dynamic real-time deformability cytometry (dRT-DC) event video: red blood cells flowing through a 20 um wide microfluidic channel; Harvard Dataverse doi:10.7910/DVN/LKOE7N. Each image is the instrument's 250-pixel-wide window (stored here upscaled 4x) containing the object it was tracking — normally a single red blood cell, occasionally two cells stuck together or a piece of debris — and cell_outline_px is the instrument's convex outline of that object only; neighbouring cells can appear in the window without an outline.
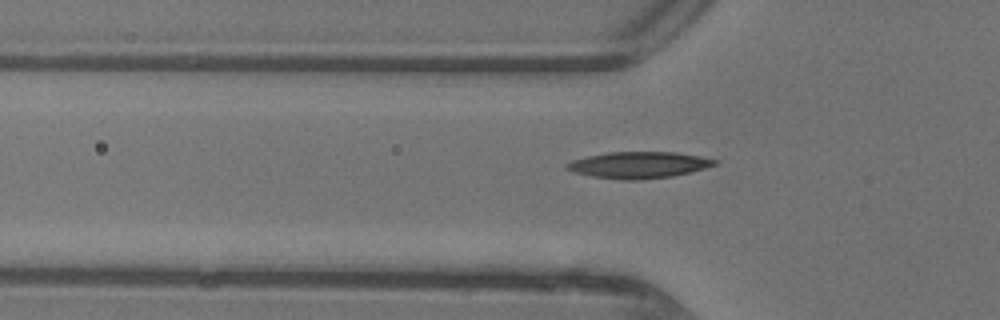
{"species": "common noctule bat (a hibernating species)", "species_latin": "Nyctalus noctula", "temperature_condition": "warm", "stored_images_in_passage": 31, "camera_frame_rate_fps": 3000, "um_per_image_px": 0.085, "animal": {"sex": "female"}, "frame": {"image": 1, "passage_image": 3, "time_ms": 0.667, "image_size_px": [1000, 320], "cell_outline_px": [[716, 164], [704, 168], [672, 176], [640, 180], [624, 180], [592, 176], [572, 172], [564, 168], [564, 164], [572, 160], [588, 156], [608, 152], [676, 152], [700, 156], [716, 160]], "centroid_in_image_um": [54.22, 14.02], "position_along_channel_um": 71.6, "area_um2": 22.72}}
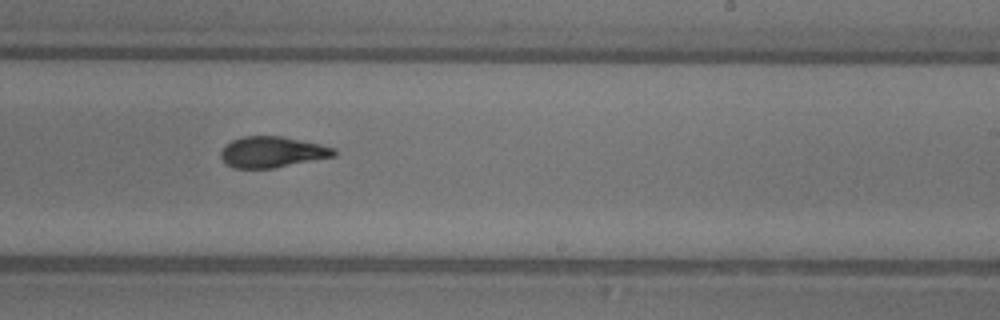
{"frame": {"image": 2, "passage_image": 16, "time_ms": 5.0, "image_size_px": [1000, 320], "cell_outline_px": [[336, 156], [272, 168], [232, 168], [220, 156], [220, 152], [232, 140], [240, 136], [284, 136], [320, 144], [336, 148]], "centroid_in_image_um": [23.16, 12.91], "position_along_channel_um": 265.8, "area_um2": 20.35}}
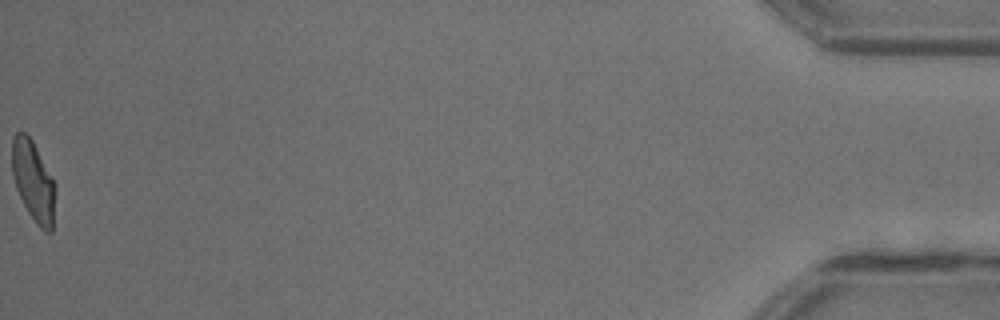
{"frame": {"image": 3, "passage_image": 31, "time_ms": 10.0, "image_size_px": [1000, 320], "cell_outline_px": [[56, 188], [52, 232], [44, 232], [36, 224], [28, 212], [16, 188], [12, 176], [12, 140], [16, 132], [24, 132], [32, 140]], "centroid_in_image_um": [2.82, 15.44], "position_along_channel_um": 432.4, "area_um2": 20.0}, "authors_computed_cell_mechanics": {"area_um2": 21.0392, "velocity_mm_per_s": 4.4738, "shape_relaxation_time_tau1_ms": 4.3618, "shape_relaxation_time_tau2_ms": 1.5046, "deformation_change_tau1": 0.1864, "deformation_change_tau2": 0.0945}}